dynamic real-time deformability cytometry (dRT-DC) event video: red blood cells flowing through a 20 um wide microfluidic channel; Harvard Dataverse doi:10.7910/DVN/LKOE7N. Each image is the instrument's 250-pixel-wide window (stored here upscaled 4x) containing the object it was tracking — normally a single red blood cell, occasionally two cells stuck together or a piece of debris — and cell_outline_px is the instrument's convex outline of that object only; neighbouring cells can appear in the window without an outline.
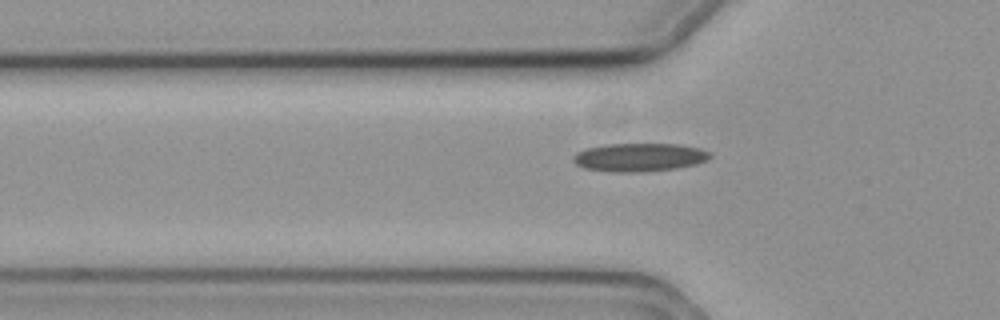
{"species": "common noctule bat (a hibernating species)", "species_latin": "Nyctalus noctula", "temperature_condition": "cold", "stored_images_in_passage": 43, "camera_frame_rate_fps": 3000, "um_per_image_px": 0.085, "animal": {"sex": "female", "body_mass_g": 19.3, "forearm_length_mm": 54.1}, "frame": {"image": 1, "passage_image": 7, "time_ms": 2.0, "image_size_px": [1000, 320], "cell_outline_px": [[712, 156], [708, 160], [696, 164], [676, 168], [640, 172], [612, 172], [584, 168], [576, 164], [572, 160], [572, 156], [576, 152], [584, 148], [604, 144], [676, 144], [700, 148], [712, 152]], "centroid_in_image_um": [54.33, 13.36], "position_along_channel_um": 71.5, "area_um2": 22.83}}
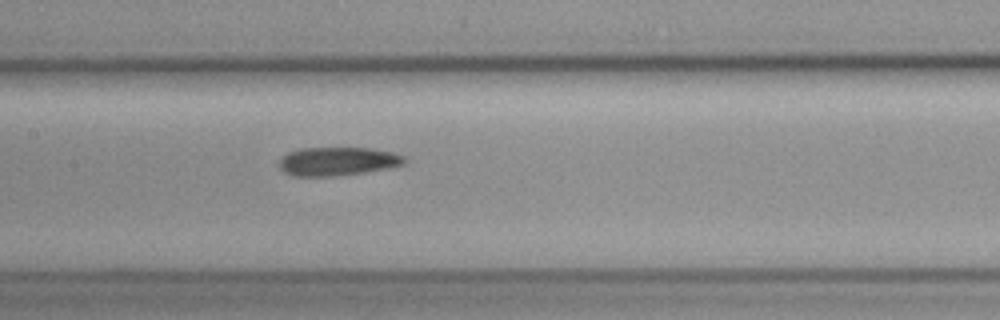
{"frame": {"image": 2, "passage_image": 16, "time_ms": 5.0, "image_size_px": [1000, 320], "cell_outline_px": [[408, 160], [404, 164], [388, 168], [340, 176], [292, 176], [284, 172], [280, 168], [280, 160], [288, 152], [300, 148], [372, 148], [392, 152], [404, 156]], "centroid_in_image_um": [28.72, 13.71], "position_along_channel_um": 178.7, "area_um2": 20.92}}
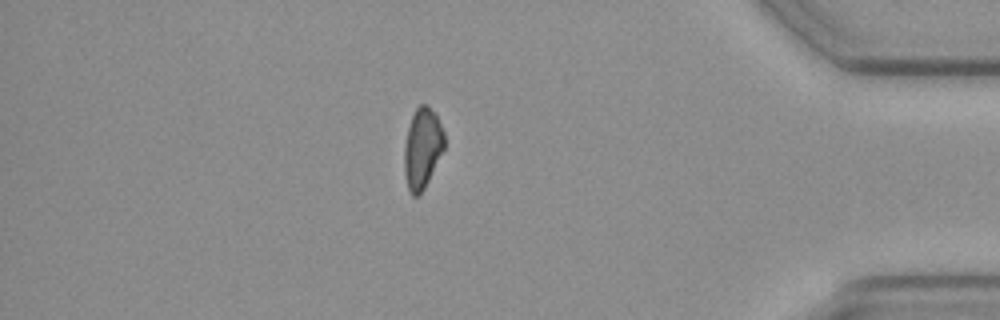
{"frame": {"image": 3, "passage_image": 38, "time_ms": 12.333, "image_size_px": [1000, 320], "cell_outline_px": [[444, 148], [424, 188], [416, 196], [412, 196], [408, 188], [404, 172], [404, 144], [408, 128], [412, 116], [416, 108], [420, 104], [428, 104], [436, 116], [444, 132]], "centroid_in_image_um": [35.88, 12.58], "position_along_channel_um": 399.3, "area_um2": 18.5}}